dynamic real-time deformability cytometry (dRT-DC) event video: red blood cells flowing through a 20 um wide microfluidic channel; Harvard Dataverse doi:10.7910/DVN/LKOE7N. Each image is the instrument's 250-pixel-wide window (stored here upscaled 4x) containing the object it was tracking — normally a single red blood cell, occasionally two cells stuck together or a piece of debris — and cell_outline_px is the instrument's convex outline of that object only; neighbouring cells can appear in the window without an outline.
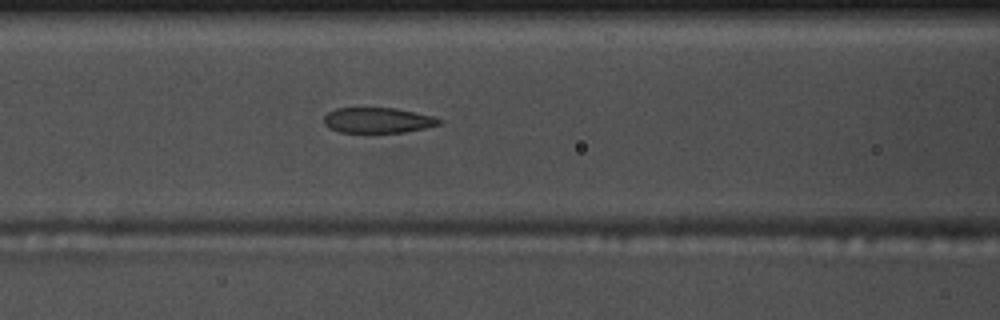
{"species": "common noctule bat (a hibernating species)", "species_latin": "Nyctalus noctula", "temperature_condition": "warm", "stored_images_in_passage": 52, "camera_frame_rate_fps": 3000, "um_per_image_px": 0.085, "animal": {"sex": "male", "body_mass_g": 17.5, "forearm_length_mm": 52.3}, "frame": {"image": 1, "passage_image": 22, "time_ms": 7.0, "image_size_px": [1000, 320], "cell_outline_px": [[444, 120], [440, 124], [424, 128], [404, 132], [340, 132], [328, 128], [324, 124], [324, 116], [328, 112], [336, 108], [396, 108], [432, 116]], "centroid_in_image_um": [32.09, 10.22], "position_along_channel_um": 134.5, "area_um2": 16.99}}
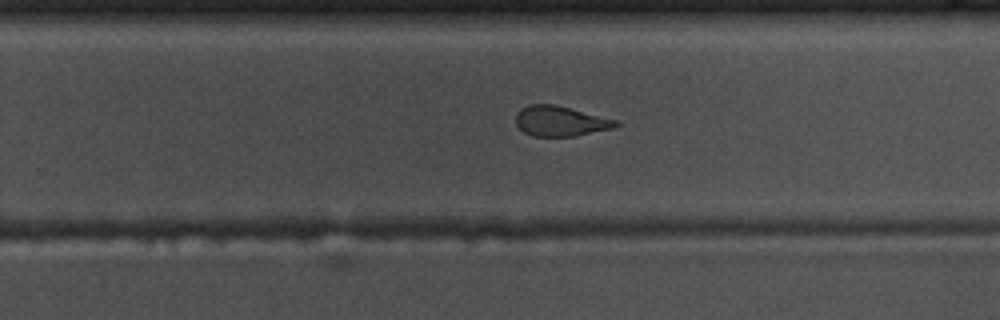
{"frame": {"image": 2, "passage_image": 34, "time_ms": 11.0, "image_size_px": [1000, 320], "cell_outline_px": [[620, 124], [612, 128], [572, 136], [532, 136], [524, 132], [516, 124], [516, 112], [520, 108], [528, 104], [556, 104], [620, 120]], "centroid_in_image_um": [47.63, 10.27], "position_along_channel_um": 282.2, "area_um2": 17.74}}
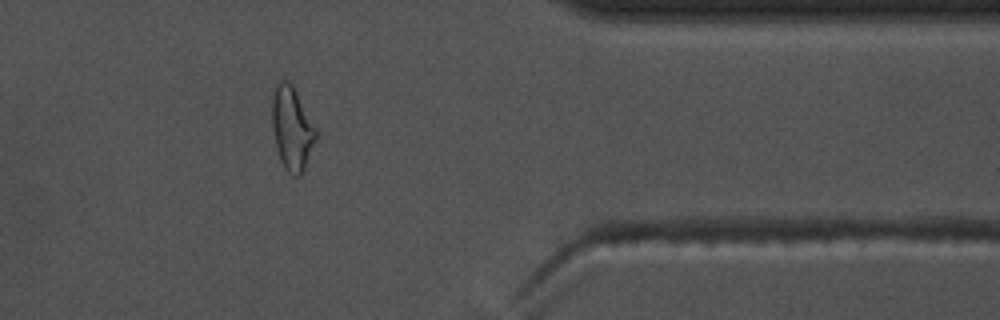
{"frame": {"image": 3, "passage_image": 44, "time_ms": 14.333, "image_size_px": [1000, 320], "cell_outline_px": [[316, 140], [304, 168], [300, 176], [292, 176], [284, 168], [280, 160], [272, 128], [272, 96], [276, 84], [280, 80], [288, 80], [292, 84], [316, 128]], "centroid_in_image_um": [24.8, 10.91], "position_along_channel_um": 386.6, "area_um2": 21.15}}